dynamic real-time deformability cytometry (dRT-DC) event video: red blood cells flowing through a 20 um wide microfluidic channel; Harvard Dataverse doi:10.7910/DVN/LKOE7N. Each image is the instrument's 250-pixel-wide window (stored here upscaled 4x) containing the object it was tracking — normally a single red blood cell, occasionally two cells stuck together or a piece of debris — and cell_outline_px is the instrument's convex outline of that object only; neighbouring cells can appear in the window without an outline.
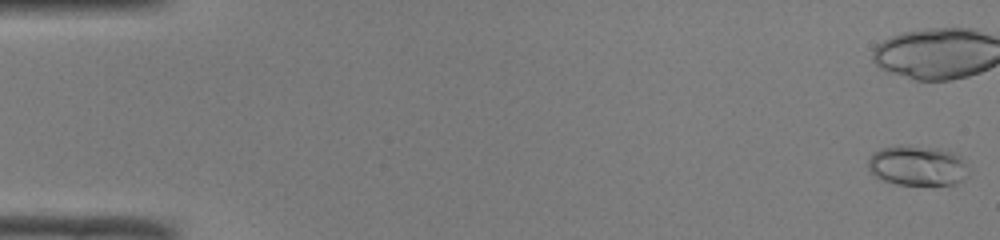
{"species": "common noctule bat (a hibernating species)", "species_latin": "Nyctalus noctula", "temperature_condition": "room temperature", "stored_images_in_passage": 20, "camera_frame_rate_fps": 3000, "um_per_image_px": 0.085, "animal": {"sex": "male", "body_mass_g": 19.0, "forearm_length_mm": 50.8}, "frame": {"image": 1, "passage_image": 1, "time_ms": 0.0, "image_size_px": [1000, 240], "cell_outline_px": [[968, 176], [956, 184], [896, 184], [884, 180], [876, 176], [868, 168], [868, 160], [872, 152], [880, 148], [900, 144], [908, 144], [940, 148], [952, 152], [960, 156], [964, 164]], "centroid_in_image_um": [77.94, 14.04], "position_along_channel_um": 7.1, "area_um2": 23.58}}